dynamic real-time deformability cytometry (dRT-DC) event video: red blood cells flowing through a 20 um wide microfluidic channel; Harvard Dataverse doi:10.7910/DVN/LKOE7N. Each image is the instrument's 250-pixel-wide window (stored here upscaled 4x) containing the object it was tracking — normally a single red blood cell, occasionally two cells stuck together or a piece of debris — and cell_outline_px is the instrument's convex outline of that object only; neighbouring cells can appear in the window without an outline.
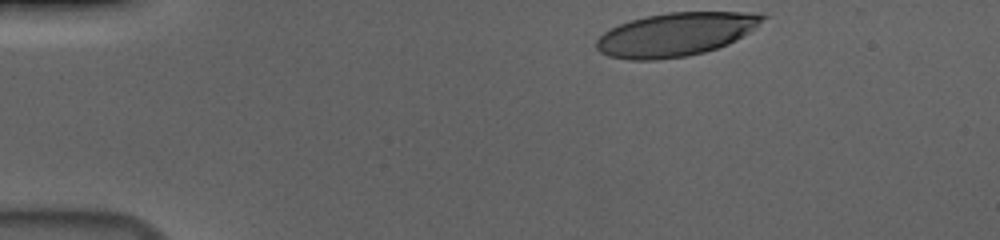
{"species": "human", "species_latin": "Homo sapiens", "temperature_condition": "cold", "stored_images_in_passage": 38, "camera_frame_rate_fps": 3000, "um_per_image_px": 0.085, "donor": {"sex": "male"}, "frame": {"image": 1, "passage_image": 1, "time_ms": 0.0, "image_size_px": [1000, 240], "cell_outline_px": [[768, 16], [748, 32], [736, 40], [728, 44], [704, 52], [688, 56], [656, 60], [628, 60], [608, 56], [600, 52], [596, 48], [596, 40], [604, 32], [620, 24], [632, 20], [648, 16], [668, 12], [740, 12]], "centroid_in_image_um": [57.38, 2.94], "position_along_channel_um": 27.6, "area_um2": 41.67}}
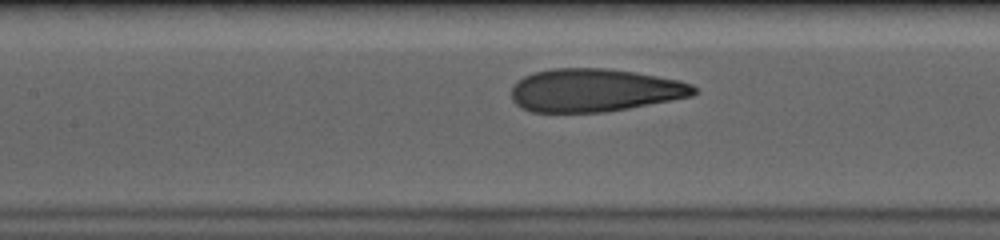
{"frame": {"image": 2, "passage_image": 18, "time_ms": 5.667, "image_size_px": [1000, 240], "cell_outline_px": [[700, 92], [692, 96], [628, 108], [604, 112], [532, 112], [520, 108], [512, 100], [512, 88], [524, 76], [536, 72], [552, 68], [604, 68], [636, 72], [680, 80], [692, 84]], "centroid_in_image_um": [50.56, 7.67], "position_along_channel_um": 156.8, "area_um2": 45.78}}
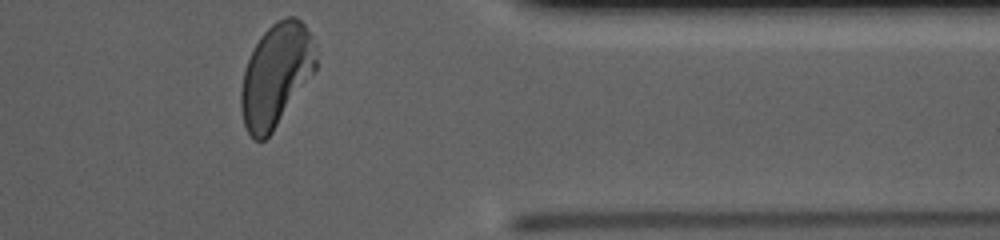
{"frame": {"image": 3, "passage_image": 38, "time_ms": 12.333, "image_size_px": [1000, 240], "cell_outline_px": [[316, 72], [272, 132], [264, 140], [252, 140], [244, 124], [240, 104], [240, 92], [244, 72], [248, 60], [260, 36], [276, 20], [284, 16], [296, 16], [304, 24], [312, 36], [316, 60]], "centroid_in_image_um": [23.47, 6.38], "position_along_channel_um": 387.9, "area_um2": 44.97}, "authors_computed_cell_mechanics": {"area_um2": 46.24, "velocity_mm_per_s": 3.672, "shape_relaxation_time_tau1_ms": 4.6136, "shape_relaxation_time_tau2_ms": 0.8279, "deformation_change_tau1": 0.2024, "deformation_change_tau2": 0.0784}}